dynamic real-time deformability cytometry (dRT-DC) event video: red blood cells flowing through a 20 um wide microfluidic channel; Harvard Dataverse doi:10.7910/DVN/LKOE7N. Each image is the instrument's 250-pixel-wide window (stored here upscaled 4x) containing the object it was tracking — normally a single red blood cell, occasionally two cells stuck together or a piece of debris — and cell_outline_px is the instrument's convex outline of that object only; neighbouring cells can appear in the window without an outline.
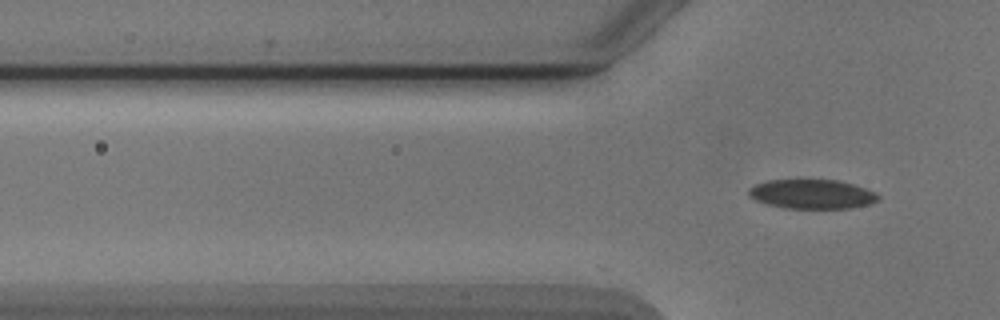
{"species": "Egyptian fruit bat (a non-hibernating species)", "species_latin": "Rousettus aegyptiacus", "temperature_condition": "cold", "stored_images_in_passage": 8, "camera_frame_rate_fps": 3000, "um_per_image_px": 0.085, "animal": {"sex": "male"}, "frame": {"image": 1, "passage_image": 8, "time_ms": 2.333, "image_size_px": [1000, 320], "cell_outline_px": [[880, 200], [872, 204], [852, 208], [784, 208], [768, 204], [756, 200], [748, 196], [748, 188], [756, 184], [768, 180], [836, 180], [852, 184], [876, 192], [880, 196]], "centroid_in_image_um": [69.04, 16.51], "position_along_channel_um": 56.8, "area_um2": 22.2}}